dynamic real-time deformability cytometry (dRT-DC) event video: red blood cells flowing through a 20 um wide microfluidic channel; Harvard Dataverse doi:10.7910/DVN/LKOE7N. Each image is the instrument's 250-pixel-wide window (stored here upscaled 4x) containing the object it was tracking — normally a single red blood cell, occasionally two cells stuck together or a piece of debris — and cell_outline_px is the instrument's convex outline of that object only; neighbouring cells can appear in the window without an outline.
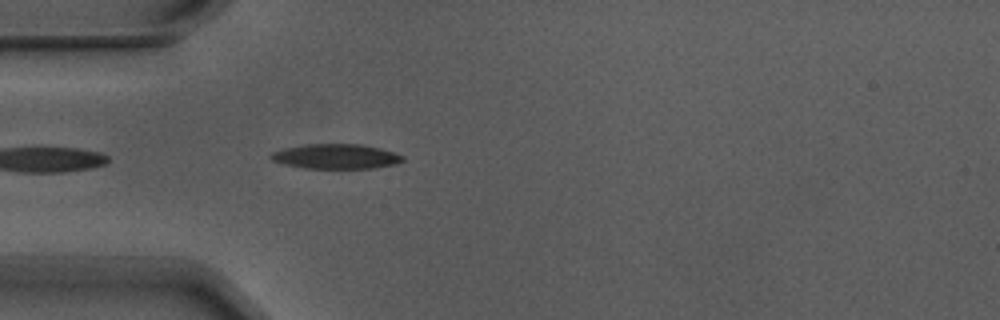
{"species": "Egyptian fruit bat (a non-hibernating species)", "species_latin": "Rousettus aegyptiacus", "temperature_condition": "warm", "stored_images_in_passage": 1, "camera_frame_rate_fps": 3000, "um_per_image_px": 0.085, "animal": {"sex": "male"}, "frame": {"image": 1, "passage_image": 1, "time_ms": 0.0, "image_size_px": [1000, 320], "cell_outline_px": [[404, 160], [396, 164], [372, 168], [304, 168], [284, 164], [272, 160], [268, 156], [272, 152], [284, 148], [304, 144], [364, 144], [392, 152], [404, 156]], "centroid_in_image_um": [28.53, 13.29], "position_along_channel_um": 56.5, "area_um2": 19.02}}